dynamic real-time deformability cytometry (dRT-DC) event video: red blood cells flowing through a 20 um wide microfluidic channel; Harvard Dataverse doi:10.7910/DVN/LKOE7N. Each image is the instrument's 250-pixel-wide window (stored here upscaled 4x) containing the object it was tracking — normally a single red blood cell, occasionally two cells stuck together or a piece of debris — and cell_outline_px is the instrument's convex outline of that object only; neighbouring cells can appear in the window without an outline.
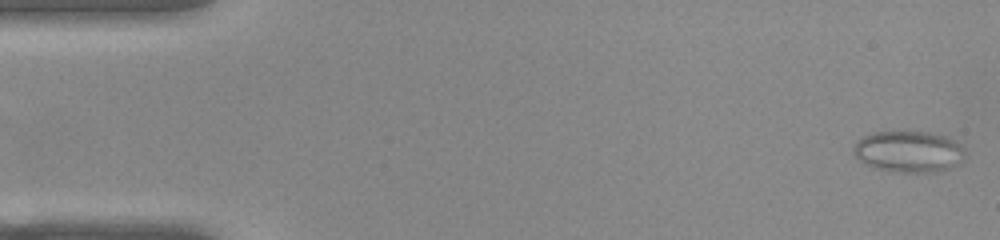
{"species": "common noctule bat (a hibernating species)", "species_latin": "Nyctalus noctula", "temperature_condition": "warm", "stored_images_in_passage": 52, "camera_frame_rate_fps": 3000, "um_per_image_px": 0.085, "animal": {"sex": "female", "body_mass_g": 22.0, "forearm_length_mm": 56.7}, "frame": {"image": 1, "passage_image": 1, "time_ms": 0.0, "image_size_px": [1000, 240], "cell_outline_px": [[964, 160], [948, 168], [932, 172], [892, 172], [876, 168], [860, 160], [852, 152], [852, 148], [864, 136], [872, 132], [900, 128], [904, 128], [932, 132], [948, 136], [960, 144], [964, 148]], "centroid_in_image_um": [77.24, 12.82], "position_along_channel_um": 7.8, "area_um2": 27.74}}
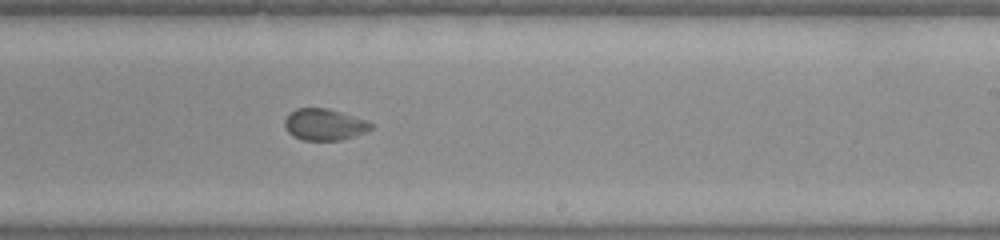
{"frame": {"image": 2, "passage_image": 31, "time_ms": 10.0, "image_size_px": [1000, 240], "cell_outline_px": [[372, 128], [368, 132], [340, 140], [304, 140], [292, 136], [284, 128], [284, 120], [296, 108], [328, 108], [364, 120], [372, 124]], "centroid_in_image_um": [27.55, 10.6], "position_along_channel_um": 261.5, "area_um2": 15.72}}
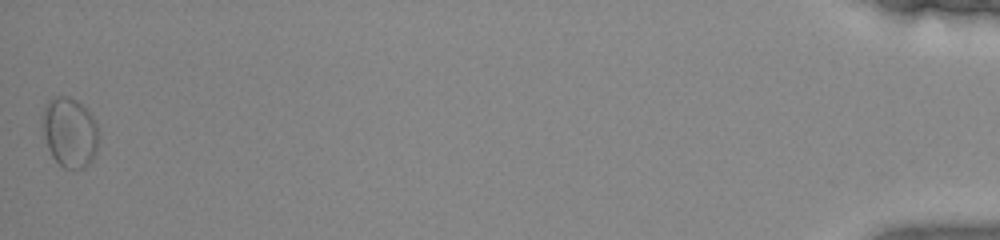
{"frame": {"image": 3, "passage_image": 52, "time_ms": 17.0, "image_size_px": [1000, 240], "cell_outline_px": [[96, 152], [92, 160], [84, 168], [64, 168], [52, 156], [48, 148], [40, 124], [40, 116], [48, 100], [52, 96], [68, 96], [76, 100], [96, 120]], "centroid_in_image_um": [5.86, 11.22], "position_along_channel_um": 429.3, "area_um2": 22.83}}